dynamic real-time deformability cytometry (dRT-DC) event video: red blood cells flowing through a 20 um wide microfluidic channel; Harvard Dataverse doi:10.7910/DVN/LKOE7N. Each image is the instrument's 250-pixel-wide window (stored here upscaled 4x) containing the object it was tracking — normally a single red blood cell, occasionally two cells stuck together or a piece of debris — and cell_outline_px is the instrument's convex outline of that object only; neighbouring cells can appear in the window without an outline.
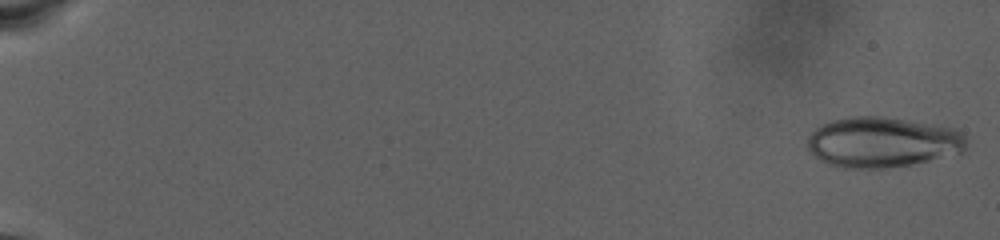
{"species": "human", "species_latin": "Homo sapiens", "temperature_condition": "warm", "stored_images_in_passage": 81, "camera_frame_rate_fps": 3000, "um_per_image_px": 0.085, "donor": {"sex": "male"}, "frame": {"image": 1, "passage_image": 2, "time_ms": 0.333, "image_size_px": [1000, 240], "cell_outline_px": [[964, 148], [960, 152], [928, 160], [888, 168], [840, 168], [828, 164], [820, 160], [808, 148], [808, 136], [816, 128], [832, 120], [852, 116], [876, 116], [908, 120], [932, 124], [952, 128], [964, 132]], "centroid_in_image_um": [74.96, 12.08], "position_along_channel_um": 10.0, "area_um2": 46.12}}
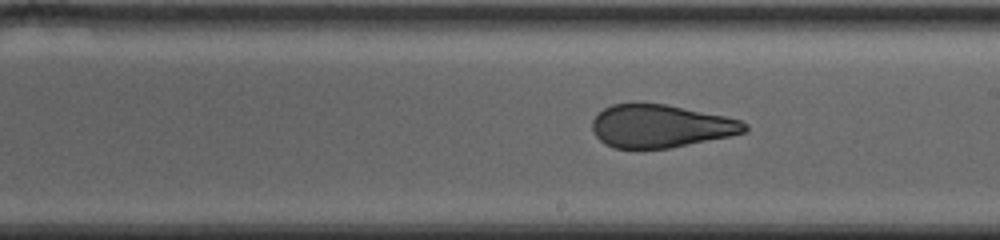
{"frame": {"image": 2, "passage_image": 51, "time_ms": 16.667, "image_size_px": [1000, 240], "cell_outline_px": [[748, 128], [744, 132], [728, 136], [668, 148], [612, 148], [604, 144], [596, 136], [592, 128], [592, 120], [604, 108], [612, 104], [664, 104], [724, 116], [740, 120], [748, 124]], "centroid_in_image_um": [56.12, 10.72], "position_along_channel_um": 232.9, "area_um2": 37.57}}
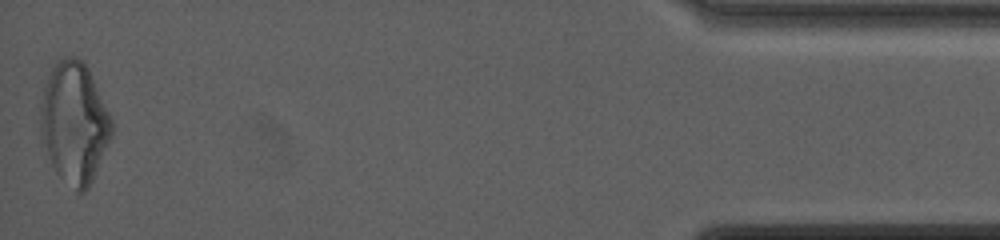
{"frame": {"image": 3, "passage_image": 81, "time_ms": 26.667, "image_size_px": [1000, 240], "cell_outline_px": [[112, 136], [92, 180], [88, 188], [84, 192], [76, 192], [56, 172], [40, 144], [40, 104], [44, 88], [48, 76], [52, 68], [60, 56], [76, 56], [88, 68], [112, 120]], "centroid_in_image_um": [6.28, 10.44], "position_along_channel_um": 428.9, "area_um2": 50.34}, "authors_computed_cell_mechanics": {"area_um2": 43.639, "velocity_mm_per_s": 2.6875, "shape_relaxation_time_tau1_ms": null, "shape_relaxation_time_tau2_ms": 1.2574, "deformation_change_tau1": null, "deformation_change_tau2": 0.0723}}